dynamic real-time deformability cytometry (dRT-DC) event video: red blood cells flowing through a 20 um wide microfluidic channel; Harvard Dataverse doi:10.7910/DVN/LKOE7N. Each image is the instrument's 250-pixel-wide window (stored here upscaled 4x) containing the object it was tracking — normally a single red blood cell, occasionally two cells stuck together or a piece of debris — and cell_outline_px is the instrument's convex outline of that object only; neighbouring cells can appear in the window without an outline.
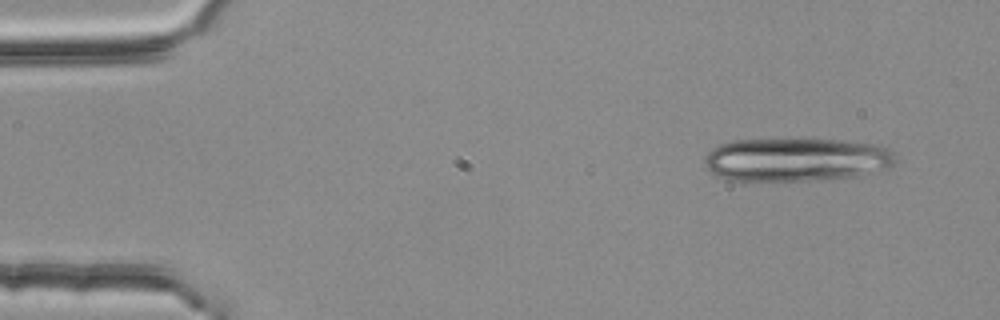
{"species": "common noctule bat (a hibernating species)", "species_latin": "Nyctalus noctula", "temperature_condition": "room temperature", "stored_images_in_passage": 3, "camera_frame_rate_fps": 3000, "um_per_image_px": 0.085, "animal": {"sex": "female", "body_mass_g": 25.1}, "frame": {"image": 1, "passage_image": 1, "time_ms": 0.0, "image_size_px": [1000, 320], "cell_outline_px": [[896, 160], [888, 168], [852, 176], [820, 180], [728, 180], [704, 168], [704, 156], [712, 148], [720, 144], [732, 140], [840, 140], [880, 144], [896, 152]], "centroid_in_image_um": [67.68, 13.56], "position_along_channel_um": 17.3, "area_um2": 48.26}}